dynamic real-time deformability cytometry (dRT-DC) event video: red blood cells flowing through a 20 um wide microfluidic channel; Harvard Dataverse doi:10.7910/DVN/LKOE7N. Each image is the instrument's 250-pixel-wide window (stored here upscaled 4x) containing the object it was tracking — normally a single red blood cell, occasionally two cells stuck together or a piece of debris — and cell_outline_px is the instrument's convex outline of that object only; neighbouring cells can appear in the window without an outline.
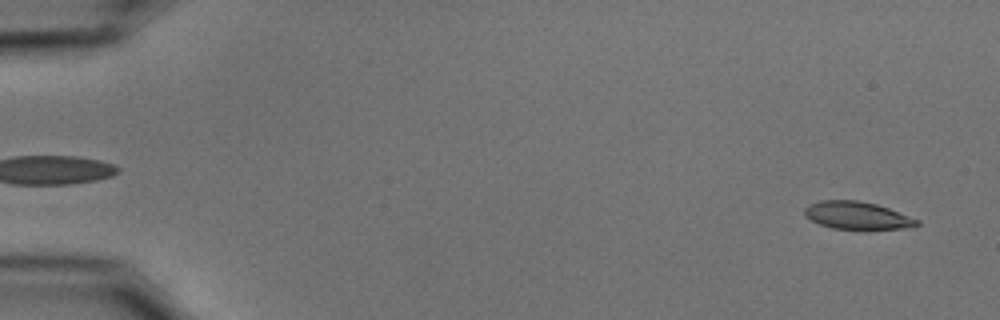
{"species": "common noctule bat (a hibernating species)", "species_latin": "Nyctalus noctula", "temperature_condition": "cold", "stored_images_in_passage": 54, "camera_frame_rate_fps": 3000, "um_per_image_px": 0.085, "animal": {"sex": "male", "body_mass_g": 15.6}, "frame": {"image": 1, "passage_image": 2, "time_ms": 0.333, "image_size_px": [1000, 320], "cell_outline_px": [[920, 224], [916, 228], [864, 232], [832, 228], [820, 224], [804, 216], [804, 208], [808, 204], [820, 200], [856, 200], [876, 204], [888, 208], [920, 220]], "centroid_in_image_um": [72.93, 18.37], "position_along_channel_um": 12.1, "area_um2": 19.13}}
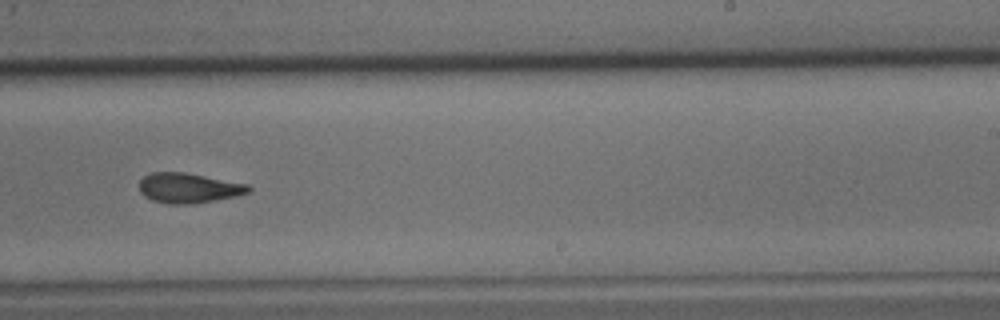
{"frame": {"image": 2, "passage_image": 34, "time_ms": 11.0, "image_size_px": [1000, 320], "cell_outline_px": [[252, 188], [248, 192], [236, 196], [192, 204], [168, 204], [152, 200], [144, 196], [140, 192], [140, 180], [144, 176], [152, 172], [184, 172], [248, 184]], "centroid_in_image_um": [16.01, 15.98], "position_along_channel_um": 273.0, "area_um2": 19.02}}
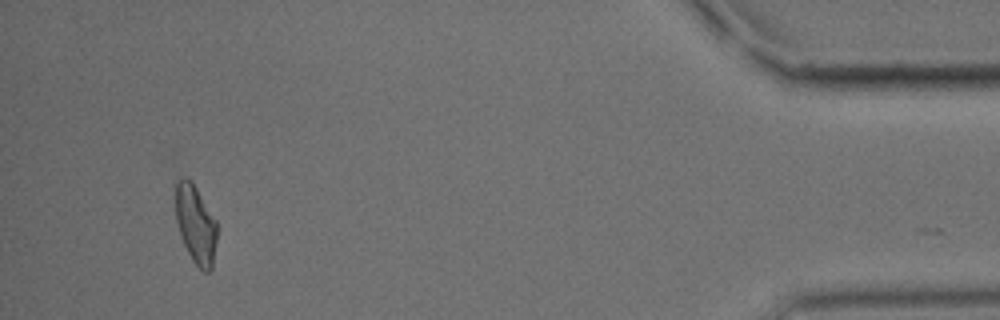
{"frame": {"image": 3, "passage_image": 51, "time_ms": 16.667, "image_size_px": [1000, 320], "cell_outline_px": [[216, 240], [212, 268], [208, 272], [204, 272], [192, 260], [180, 236], [176, 220], [176, 180], [180, 176], [184, 176], [192, 180], [216, 220]], "centroid_in_image_um": [16.62, 19.02], "position_along_channel_um": 418.6, "area_um2": 18.96}, "authors_computed_cell_mechanics": {"area_um2": 19.1896, "velocity_mm_per_s": 3.7105, "shape_relaxation_time_tau1_ms": 5.2905, "shape_relaxation_time_tau2_ms": 3.2493, "deformation_change_tau1": 0.1654, "deformation_change_tau2": 0.1116}}